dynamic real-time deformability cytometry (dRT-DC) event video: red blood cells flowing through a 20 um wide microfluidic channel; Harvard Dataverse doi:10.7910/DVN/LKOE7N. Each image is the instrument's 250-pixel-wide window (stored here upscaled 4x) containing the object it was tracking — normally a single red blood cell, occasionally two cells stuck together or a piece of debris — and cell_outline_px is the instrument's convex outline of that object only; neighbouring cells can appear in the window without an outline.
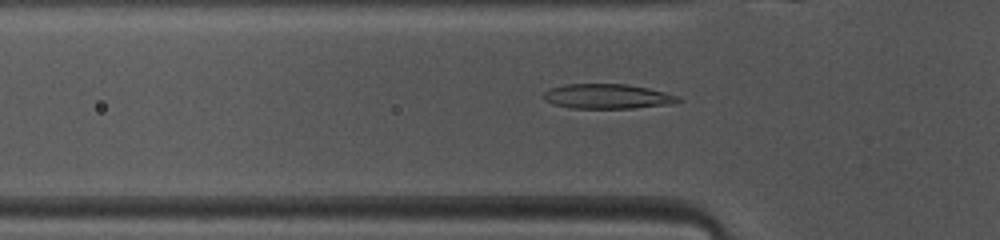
{"species": "common noctule bat (a hibernating species)", "species_latin": "Nyctalus noctula", "temperature_condition": "warm", "stored_images_in_passage": 46, "camera_frame_rate_fps": 3000, "um_per_image_px": 0.085, "animal": {"sex": "female", "body_mass_g": 10.0, "forearm_length_mm": 53.1}, "frame": {"image": 1, "passage_image": 13, "time_ms": 4.0, "image_size_px": [1000, 240], "cell_outline_px": [[684, 100], [672, 104], [632, 108], [572, 108], [552, 104], [544, 100], [544, 92], [552, 88], [564, 84], [628, 84], [648, 88], [680, 96]], "centroid_in_image_um": [51.67, 8.19], "position_along_channel_um": 74.1, "area_um2": 19.48}}
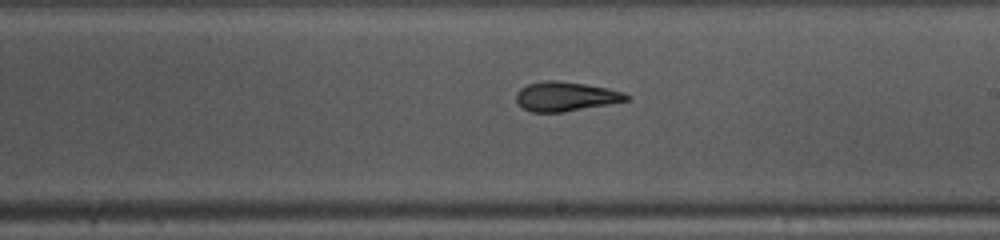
{"frame": {"image": 2, "passage_image": 25, "time_ms": 8.0, "image_size_px": [1000, 240], "cell_outline_px": [[628, 100], [608, 104], [564, 112], [532, 112], [524, 108], [516, 100], [516, 92], [520, 88], [528, 84], [544, 80], [556, 80], [584, 84], [608, 88], [624, 92], [628, 96]], "centroid_in_image_um": [48.06, 8.19], "position_along_channel_um": 240.9, "area_um2": 18.73}}
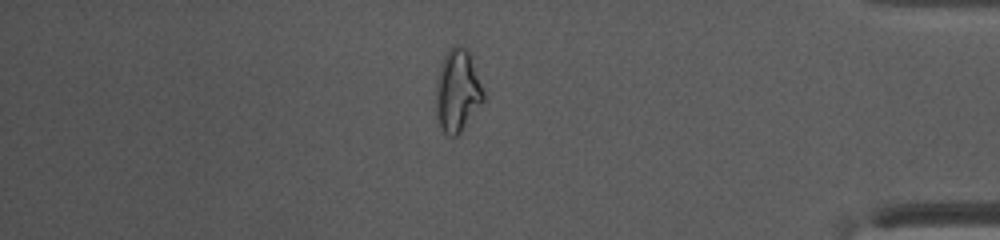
{"frame": {"image": 3, "passage_image": 39, "time_ms": 12.667, "image_size_px": [1000, 240], "cell_outline_px": [[484, 100], [460, 132], [456, 136], [448, 136], [444, 132], [436, 116], [436, 80], [440, 64], [444, 56], [452, 44], [460, 44], [468, 48], [484, 92]], "centroid_in_image_um": [38.87, 7.66], "position_along_channel_um": 396.3, "area_um2": 22.89}, "authors_computed_cell_mechanics": {"area_um2": 20.0277, "velocity_mm_per_s": 4.1341, "shape_relaxation_time_tau1_ms": 9.3218, "shape_relaxation_time_tau2_ms": 2.7082, "deformation_change_tau1": 0.2932, "deformation_change_tau2": 0.096}}